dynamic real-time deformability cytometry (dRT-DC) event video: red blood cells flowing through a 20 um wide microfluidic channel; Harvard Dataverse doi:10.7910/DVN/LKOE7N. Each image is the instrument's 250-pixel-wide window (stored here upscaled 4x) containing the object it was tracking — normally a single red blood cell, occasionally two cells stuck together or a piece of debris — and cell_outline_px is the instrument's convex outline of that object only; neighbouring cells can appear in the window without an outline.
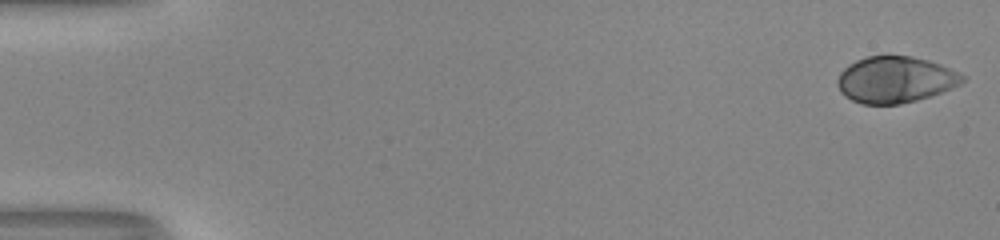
{"species": "human", "species_latin": "Homo sapiens", "temperature_condition": "room temperature", "stored_images_in_passage": 52, "camera_frame_rate_fps": 3000, "um_per_image_px": 0.085, "donor": {"sex": "male"}, "frame": {"image": 1, "passage_image": 1, "time_ms": 0.0, "image_size_px": [1000, 240], "cell_outline_px": [[964, 80], [960, 84], [952, 88], [916, 100], [900, 104], [864, 104], [852, 100], [844, 96], [840, 92], [836, 84], [840, 72], [844, 68], [856, 60], [868, 56], [912, 56], [928, 60], [948, 68], [964, 76]], "centroid_in_image_um": [76.05, 6.77], "position_along_channel_um": 9.0, "area_um2": 33.47}}
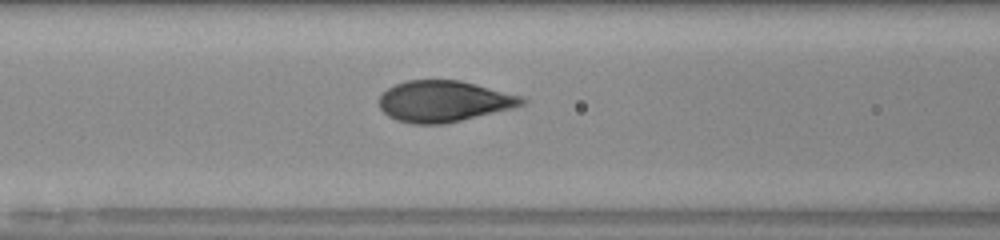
{"frame": {"image": 2, "passage_image": 23, "time_ms": 7.333, "image_size_px": [1000, 240], "cell_outline_px": [[528, 100], [524, 104], [512, 108], [444, 124], [412, 124], [396, 120], [388, 116], [380, 108], [380, 96], [388, 88], [396, 84], [408, 80], [460, 80], [520, 96]], "centroid_in_image_um": [37.7, 8.61], "position_along_channel_um": 128.9, "area_um2": 33.93}}
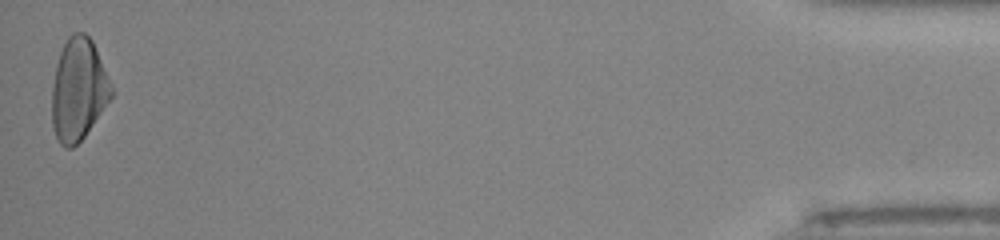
{"frame": {"image": 3, "passage_image": 52, "time_ms": 17.0, "image_size_px": [1000, 240], "cell_outline_px": [[112, 96], [84, 136], [72, 148], [64, 148], [60, 144], [52, 128], [52, 88], [56, 64], [60, 52], [68, 36], [72, 32], [84, 32], [92, 40], [112, 88]], "centroid_in_image_um": [6.63, 7.61], "position_along_channel_um": 428.6, "area_um2": 34.91}, "authors_computed_cell_mechanics": {"area_um2": 34.0153, "velocity_mm_per_s": 4.065, "shape_relaxation_time_tau1_ms": 4.0488, "shape_relaxation_time_tau2_ms": null, "deformation_change_tau1": 0.2064, "deformation_change_tau2": null}}